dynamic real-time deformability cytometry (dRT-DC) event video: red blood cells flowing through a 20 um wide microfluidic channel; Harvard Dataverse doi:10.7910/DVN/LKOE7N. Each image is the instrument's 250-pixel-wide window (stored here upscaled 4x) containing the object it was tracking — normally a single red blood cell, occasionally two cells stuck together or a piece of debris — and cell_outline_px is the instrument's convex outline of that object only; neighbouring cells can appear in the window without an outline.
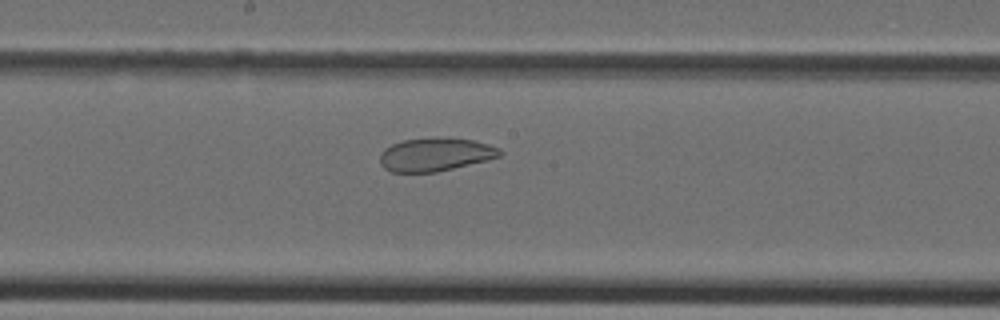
{"species": "Egyptian fruit bat (a non-hibernating species)", "species_latin": "Rousettus aegyptiacus", "temperature_condition": "cold", "stored_images_in_passage": 37, "camera_frame_rate_fps": 3000, "um_per_image_px": 0.085, "animal": {"sex": "female"}, "frame": {"image": 1, "passage_image": 19, "time_ms": 6.0, "image_size_px": [1000, 320], "cell_outline_px": [[504, 152], [500, 156], [488, 160], [436, 172], [392, 172], [384, 168], [380, 164], [380, 152], [384, 148], [392, 144], [404, 140], [436, 136], [472, 140], [488, 144], [500, 148]], "centroid_in_image_um": [37.0, 13.12], "position_along_channel_um": 211.2, "area_um2": 23.52}}
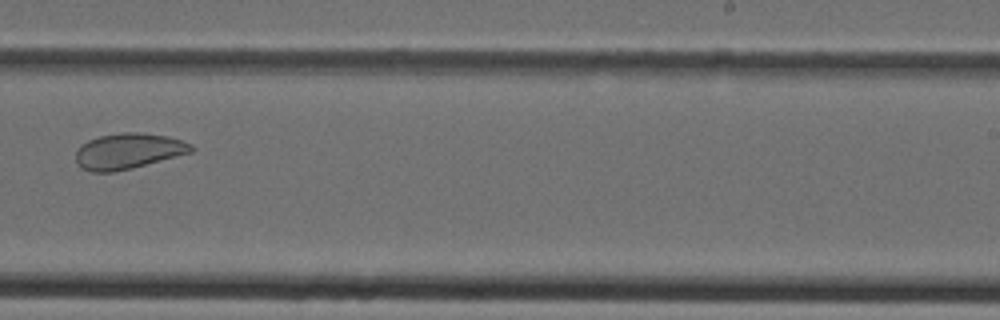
{"frame": {"image": 2, "passage_image": 23, "time_ms": 7.333, "image_size_px": [1000, 320], "cell_outline_px": [[196, 148], [192, 152], [132, 168], [112, 172], [92, 172], [80, 168], [76, 164], [76, 152], [80, 144], [88, 140], [100, 136], [124, 132], [140, 132], [168, 136], [192, 144]], "centroid_in_image_um": [10.88, 12.84], "position_along_channel_um": 278.1, "area_um2": 24.1}}
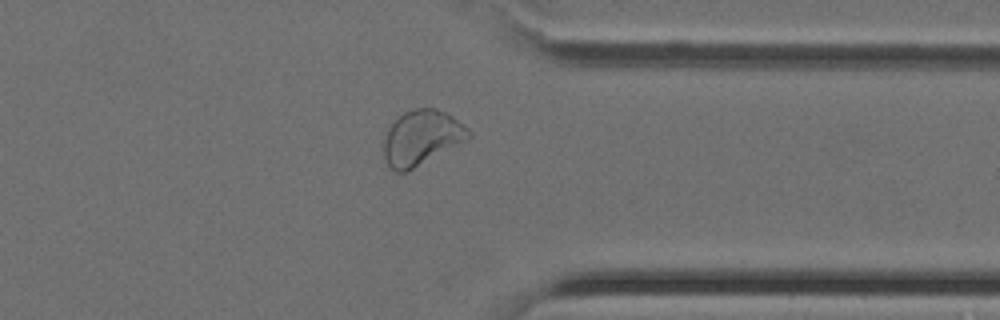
{"frame": {"image": 3, "passage_image": 29, "time_ms": 9.333, "image_size_px": [1000, 320], "cell_outline_px": [[472, 136], [468, 140], [408, 172], [396, 172], [388, 168], [384, 156], [384, 140], [388, 128], [404, 112], [416, 108], [436, 108], [452, 116], [468, 128]], "centroid_in_image_um": [35.84, 11.74], "position_along_channel_um": 375.6, "area_um2": 27.28}}